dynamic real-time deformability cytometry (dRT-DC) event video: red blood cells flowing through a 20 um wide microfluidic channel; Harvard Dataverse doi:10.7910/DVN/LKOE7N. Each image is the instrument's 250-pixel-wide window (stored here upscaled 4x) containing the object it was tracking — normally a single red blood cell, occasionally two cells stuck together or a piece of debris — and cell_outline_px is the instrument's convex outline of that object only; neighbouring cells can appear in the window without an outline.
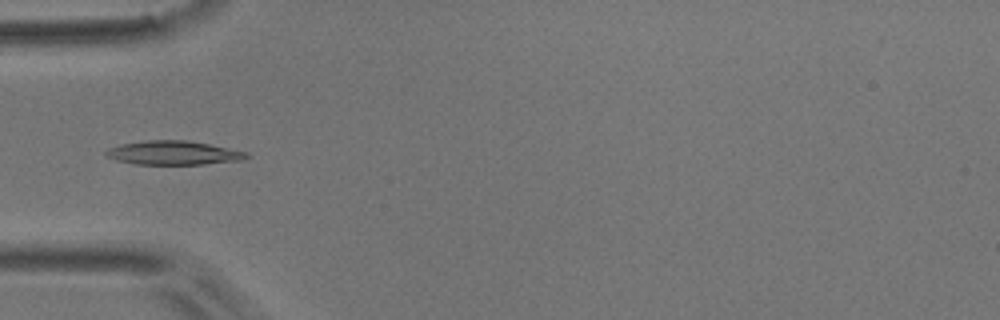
{"species": "common noctule bat (a hibernating species)", "species_latin": "Nyctalus noctula", "temperature_condition": "room temperature", "stored_images_in_passage": 7, "camera_frame_rate_fps": 3000, "um_per_image_px": 0.085, "animal": {"sex": "male", "body_mass_g": 17.9}, "frame": {"image": 1, "passage_image": 4, "time_ms": 1.0, "image_size_px": [1000, 320], "cell_outline_px": [[248, 156], [240, 160], [204, 164], [136, 164], [116, 160], [108, 156], [104, 152], [108, 148], [124, 144], [148, 140], [188, 140], [248, 152]], "centroid_in_image_um": [14.74, 12.99], "position_along_channel_um": 70.3, "area_um2": 19.25}}
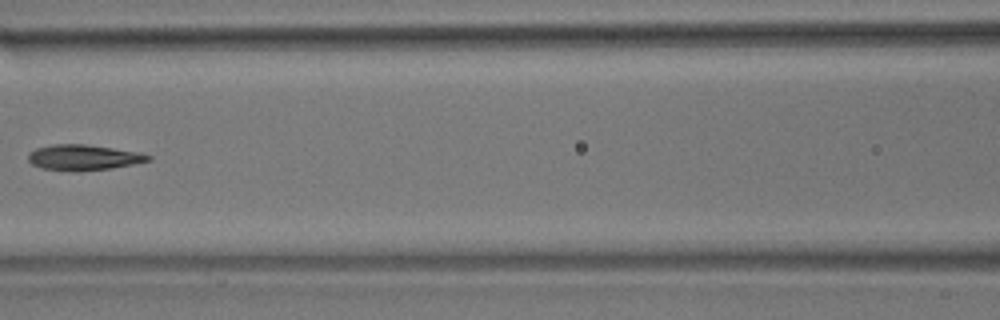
{"frame": {"image": 2, "passage_image": 6, "time_ms": 1.667, "image_size_px": [1000, 320], "cell_outline_px": [[152, 160], [112, 168], [76, 172], [40, 168], [32, 164], [28, 160], [28, 152], [36, 148], [52, 144], [84, 144], [140, 152], [152, 156]], "centroid_in_image_um": [7.07, 13.39], "position_along_channel_um": 159.5, "area_um2": 18.03}}
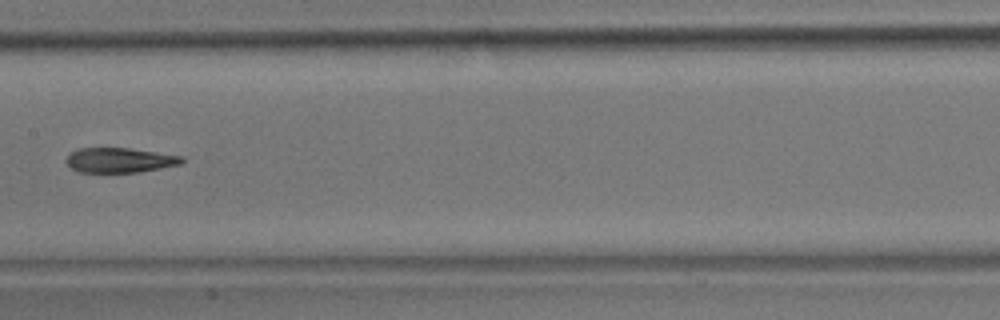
{"frame": {"image": 3, "passage_image": 7, "time_ms": 2.0, "image_size_px": [1000, 320], "cell_outline_px": [[184, 160], [180, 164], [140, 172], [80, 172], [72, 168], [64, 160], [72, 152], [80, 148], [128, 148], [184, 156]], "centroid_in_image_um": [10.19, 13.61], "position_along_channel_um": 197.2, "area_um2": 16.59}}